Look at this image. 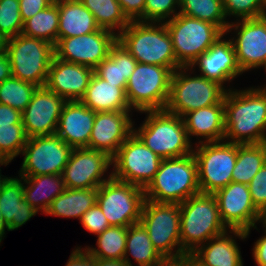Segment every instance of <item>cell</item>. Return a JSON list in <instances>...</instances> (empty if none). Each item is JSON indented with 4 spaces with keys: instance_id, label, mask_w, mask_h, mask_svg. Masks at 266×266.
<instances>
[{
    "instance_id": "cell-29",
    "label": "cell",
    "mask_w": 266,
    "mask_h": 266,
    "mask_svg": "<svg viewBox=\"0 0 266 266\" xmlns=\"http://www.w3.org/2000/svg\"><path fill=\"white\" fill-rule=\"evenodd\" d=\"M56 5L59 9L58 40L86 35L100 29L94 15L80 0L60 2Z\"/></svg>"
},
{
    "instance_id": "cell-32",
    "label": "cell",
    "mask_w": 266,
    "mask_h": 266,
    "mask_svg": "<svg viewBox=\"0 0 266 266\" xmlns=\"http://www.w3.org/2000/svg\"><path fill=\"white\" fill-rule=\"evenodd\" d=\"M98 187L69 189L58 195L50 204L47 215L78 218L97 202Z\"/></svg>"
},
{
    "instance_id": "cell-9",
    "label": "cell",
    "mask_w": 266,
    "mask_h": 266,
    "mask_svg": "<svg viewBox=\"0 0 266 266\" xmlns=\"http://www.w3.org/2000/svg\"><path fill=\"white\" fill-rule=\"evenodd\" d=\"M171 36L177 62L189 67L224 33L214 24L178 13L164 22Z\"/></svg>"
},
{
    "instance_id": "cell-34",
    "label": "cell",
    "mask_w": 266,
    "mask_h": 266,
    "mask_svg": "<svg viewBox=\"0 0 266 266\" xmlns=\"http://www.w3.org/2000/svg\"><path fill=\"white\" fill-rule=\"evenodd\" d=\"M94 15L97 25L119 35L130 20L123 13L118 0H80ZM115 31V32H114Z\"/></svg>"
},
{
    "instance_id": "cell-16",
    "label": "cell",
    "mask_w": 266,
    "mask_h": 266,
    "mask_svg": "<svg viewBox=\"0 0 266 266\" xmlns=\"http://www.w3.org/2000/svg\"><path fill=\"white\" fill-rule=\"evenodd\" d=\"M116 42V33L100 28L86 35L59 39L54 46L55 57L95 69Z\"/></svg>"
},
{
    "instance_id": "cell-36",
    "label": "cell",
    "mask_w": 266,
    "mask_h": 266,
    "mask_svg": "<svg viewBox=\"0 0 266 266\" xmlns=\"http://www.w3.org/2000/svg\"><path fill=\"white\" fill-rule=\"evenodd\" d=\"M216 25L224 34L228 25L222 0H179V12Z\"/></svg>"
},
{
    "instance_id": "cell-30",
    "label": "cell",
    "mask_w": 266,
    "mask_h": 266,
    "mask_svg": "<svg viewBox=\"0 0 266 266\" xmlns=\"http://www.w3.org/2000/svg\"><path fill=\"white\" fill-rule=\"evenodd\" d=\"M134 258L138 266H168L169 263L154 248L147 230L139 222L127 227L125 254L123 260L133 266L128 255Z\"/></svg>"
},
{
    "instance_id": "cell-33",
    "label": "cell",
    "mask_w": 266,
    "mask_h": 266,
    "mask_svg": "<svg viewBox=\"0 0 266 266\" xmlns=\"http://www.w3.org/2000/svg\"><path fill=\"white\" fill-rule=\"evenodd\" d=\"M266 163V142L260 144H237V160L232 172V181L249 184Z\"/></svg>"
},
{
    "instance_id": "cell-18",
    "label": "cell",
    "mask_w": 266,
    "mask_h": 266,
    "mask_svg": "<svg viewBox=\"0 0 266 266\" xmlns=\"http://www.w3.org/2000/svg\"><path fill=\"white\" fill-rule=\"evenodd\" d=\"M225 34L233 29L236 37L231 38L237 63L242 72L261 67L266 61V16L254 19H236Z\"/></svg>"
},
{
    "instance_id": "cell-37",
    "label": "cell",
    "mask_w": 266,
    "mask_h": 266,
    "mask_svg": "<svg viewBox=\"0 0 266 266\" xmlns=\"http://www.w3.org/2000/svg\"><path fill=\"white\" fill-rule=\"evenodd\" d=\"M127 237V227L109 226L97 235V247H86L85 250L95 258L123 259Z\"/></svg>"
},
{
    "instance_id": "cell-1",
    "label": "cell",
    "mask_w": 266,
    "mask_h": 266,
    "mask_svg": "<svg viewBox=\"0 0 266 266\" xmlns=\"http://www.w3.org/2000/svg\"><path fill=\"white\" fill-rule=\"evenodd\" d=\"M224 107V140L239 145L266 142V86L239 91L230 88Z\"/></svg>"
},
{
    "instance_id": "cell-41",
    "label": "cell",
    "mask_w": 266,
    "mask_h": 266,
    "mask_svg": "<svg viewBox=\"0 0 266 266\" xmlns=\"http://www.w3.org/2000/svg\"><path fill=\"white\" fill-rule=\"evenodd\" d=\"M226 18L254 19L266 16L262 0H222Z\"/></svg>"
},
{
    "instance_id": "cell-3",
    "label": "cell",
    "mask_w": 266,
    "mask_h": 266,
    "mask_svg": "<svg viewBox=\"0 0 266 266\" xmlns=\"http://www.w3.org/2000/svg\"><path fill=\"white\" fill-rule=\"evenodd\" d=\"M145 199L181 204L200 193L198 166L194 154L162 159L153 180L144 189Z\"/></svg>"
},
{
    "instance_id": "cell-19",
    "label": "cell",
    "mask_w": 266,
    "mask_h": 266,
    "mask_svg": "<svg viewBox=\"0 0 266 266\" xmlns=\"http://www.w3.org/2000/svg\"><path fill=\"white\" fill-rule=\"evenodd\" d=\"M66 101L45 86L38 87L22 112V124L29 138L56 133L59 117Z\"/></svg>"
},
{
    "instance_id": "cell-27",
    "label": "cell",
    "mask_w": 266,
    "mask_h": 266,
    "mask_svg": "<svg viewBox=\"0 0 266 266\" xmlns=\"http://www.w3.org/2000/svg\"><path fill=\"white\" fill-rule=\"evenodd\" d=\"M228 230L209 239L190 255L202 266H243L240 249Z\"/></svg>"
},
{
    "instance_id": "cell-44",
    "label": "cell",
    "mask_w": 266,
    "mask_h": 266,
    "mask_svg": "<svg viewBox=\"0 0 266 266\" xmlns=\"http://www.w3.org/2000/svg\"><path fill=\"white\" fill-rule=\"evenodd\" d=\"M83 227L90 233L95 235L101 234L110 225L107 218L102 212L100 206L95 203L90 209H88L79 220Z\"/></svg>"
},
{
    "instance_id": "cell-4",
    "label": "cell",
    "mask_w": 266,
    "mask_h": 266,
    "mask_svg": "<svg viewBox=\"0 0 266 266\" xmlns=\"http://www.w3.org/2000/svg\"><path fill=\"white\" fill-rule=\"evenodd\" d=\"M227 230L214 194L200 192L180 204L181 248L187 255Z\"/></svg>"
},
{
    "instance_id": "cell-51",
    "label": "cell",
    "mask_w": 266,
    "mask_h": 266,
    "mask_svg": "<svg viewBox=\"0 0 266 266\" xmlns=\"http://www.w3.org/2000/svg\"><path fill=\"white\" fill-rule=\"evenodd\" d=\"M168 266H202L191 255H185L179 258L177 261L169 263Z\"/></svg>"
},
{
    "instance_id": "cell-31",
    "label": "cell",
    "mask_w": 266,
    "mask_h": 266,
    "mask_svg": "<svg viewBox=\"0 0 266 266\" xmlns=\"http://www.w3.org/2000/svg\"><path fill=\"white\" fill-rule=\"evenodd\" d=\"M135 58L117 41L94 72L105 81L126 88L127 82L137 65Z\"/></svg>"
},
{
    "instance_id": "cell-10",
    "label": "cell",
    "mask_w": 266,
    "mask_h": 266,
    "mask_svg": "<svg viewBox=\"0 0 266 266\" xmlns=\"http://www.w3.org/2000/svg\"><path fill=\"white\" fill-rule=\"evenodd\" d=\"M172 73L168 67L138 62L126 86L131 110H164L169 99Z\"/></svg>"
},
{
    "instance_id": "cell-57",
    "label": "cell",
    "mask_w": 266,
    "mask_h": 266,
    "mask_svg": "<svg viewBox=\"0 0 266 266\" xmlns=\"http://www.w3.org/2000/svg\"><path fill=\"white\" fill-rule=\"evenodd\" d=\"M262 4H263L264 12L266 14V0H262Z\"/></svg>"
},
{
    "instance_id": "cell-14",
    "label": "cell",
    "mask_w": 266,
    "mask_h": 266,
    "mask_svg": "<svg viewBox=\"0 0 266 266\" xmlns=\"http://www.w3.org/2000/svg\"><path fill=\"white\" fill-rule=\"evenodd\" d=\"M218 202L219 214L224 225L233 236L247 238L252 228L261 220V213L256 209L249 186L230 182L226 187L214 193Z\"/></svg>"
},
{
    "instance_id": "cell-15",
    "label": "cell",
    "mask_w": 266,
    "mask_h": 266,
    "mask_svg": "<svg viewBox=\"0 0 266 266\" xmlns=\"http://www.w3.org/2000/svg\"><path fill=\"white\" fill-rule=\"evenodd\" d=\"M72 150L56 134L28 138L19 176L62 175Z\"/></svg>"
},
{
    "instance_id": "cell-2",
    "label": "cell",
    "mask_w": 266,
    "mask_h": 266,
    "mask_svg": "<svg viewBox=\"0 0 266 266\" xmlns=\"http://www.w3.org/2000/svg\"><path fill=\"white\" fill-rule=\"evenodd\" d=\"M117 41L139 63L168 67L173 72L182 67L176 60L165 23L131 21L117 35Z\"/></svg>"
},
{
    "instance_id": "cell-46",
    "label": "cell",
    "mask_w": 266,
    "mask_h": 266,
    "mask_svg": "<svg viewBox=\"0 0 266 266\" xmlns=\"http://www.w3.org/2000/svg\"><path fill=\"white\" fill-rule=\"evenodd\" d=\"M52 4L51 0H19L23 23Z\"/></svg>"
},
{
    "instance_id": "cell-42",
    "label": "cell",
    "mask_w": 266,
    "mask_h": 266,
    "mask_svg": "<svg viewBox=\"0 0 266 266\" xmlns=\"http://www.w3.org/2000/svg\"><path fill=\"white\" fill-rule=\"evenodd\" d=\"M175 7L179 8V0H145L144 22L171 20L178 14Z\"/></svg>"
},
{
    "instance_id": "cell-35",
    "label": "cell",
    "mask_w": 266,
    "mask_h": 266,
    "mask_svg": "<svg viewBox=\"0 0 266 266\" xmlns=\"http://www.w3.org/2000/svg\"><path fill=\"white\" fill-rule=\"evenodd\" d=\"M59 9L56 3L36 13L24 22L22 34L56 45L58 41Z\"/></svg>"
},
{
    "instance_id": "cell-12",
    "label": "cell",
    "mask_w": 266,
    "mask_h": 266,
    "mask_svg": "<svg viewBox=\"0 0 266 266\" xmlns=\"http://www.w3.org/2000/svg\"><path fill=\"white\" fill-rule=\"evenodd\" d=\"M145 201L144 189L111 177L98 187L97 204L110 226H123L140 222Z\"/></svg>"
},
{
    "instance_id": "cell-55",
    "label": "cell",
    "mask_w": 266,
    "mask_h": 266,
    "mask_svg": "<svg viewBox=\"0 0 266 266\" xmlns=\"http://www.w3.org/2000/svg\"><path fill=\"white\" fill-rule=\"evenodd\" d=\"M0 165H2V166L3 165H6L7 166L8 164H5V163L0 162ZM0 171H1V169H0ZM1 176L2 175H1V172H0V185H1L2 181L6 178V176H2V177Z\"/></svg>"
},
{
    "instance_id": "cell-53",
    "label": "cell",
    "mask_w": 266,
    "mask_h": 266,
    "mask_svg": "<svg viewBox=\"0 0 266 266\" xmlns=\"http://www.w3.org/2000/svg\"><path fill=\"white\" fill-rule=\"evenodd\" d=\"M5 229L8 230L7 225L4 223V219L2 218L1 211H0V243L4 238Z\"/></svg>"
},
{
    "instance_id": "cell-20",
    "label": "cell",
    "mask_w": 266,
    "mask_h": 266,
    "mask_svg": "<svg viewBox=\"0 0 266 266\" xmlns=\"http://www.w3.org/2000/svg\"><path fill=\"white\" fill-rule=\"evenodd\" d=\"M131 111L95 112L89 146L87 148L102 151L113 158L119 147L133 133L134 122Z\"/></svg>"
},
{
    "instance_id": "cell-17",
    "label": "cell",
    "mask_w": 266,
    "mask_h": 266,
    "mask_svg": "<svg viewBox=\"0 0 266 266\" xmlns=\"http://www.w3.org/2000/svg\"><path fill=\"white\" fill-rule=\"evenodd\" d=\"M110 165L112 166V158L102 151L87 147L73 148L62 173L66 188L99 187L112 177V173H109L107 179L103 178Z\"/></svg>"
},
{
    "instance_id": "cell-43",
    "label": "cell",
    "mask_w": 266,
    "mask_h": 266,
    "mask_svg": "<svg viewBox=\"0 0 266 266\" xmlns=\"http://www.w3.org/2000/svg\"><path fill=\"white\" fill-rule=\"evenodd\" d=\"M253 204L262 214L266 210V163L248 184Z\"/></svg>"
},
{
    "instance_id": "cell-21",
    "label": "cell",
    "mask_w": 266,
    "mask_h": 266,
    "mask_svg": "<svg viewBox=\"0 0 266 266\" xmlns=\"http://www.w3.org/2000/svg\"><path fill=\"white\" fill-rule=\"evenodd\" d=\"M93 74L94 69L90 67L65 62L54 56L45 87L65 101H80Z\"/></svg>"
},
{
    "instance_id": "cell-24",
    "label": "cell",
    "mask_w": 266,
    "mask_h": 266,
    "mask_svg": "<svg viewBox=\"0 0 266 266\" xmlns=\"http://www.w3.org/2000/svg\"><path fill=\"white\" fill-rule=\"evenodd\" d=\"M0 211L8 231L16 230L38 212L24 199L22 178L6 177L0 185Z\"/></svg>"
},
{
    "instance_id": "cell-11",
    "label": "cell",
    "mask_w": 266,
    "mask_h": 266,
    "mask_svg": "<svg viewBox=\"0 0 266 266\" xmlns=\"http://www.w3.org/2000/svg\"><path fill=\"white\" fill-rule=\"evenodd\" d=\"M195 147L193 154L197 161L201 193L214 194L232 182L237 144L227 141L200 142Z\"/></svg>"
},
{
    "instance_id": "cell-26",
    "label": "cell",
    "mask_w": 266,
    "mask_h": 266,
    "mask_svg": "<svg viewBox=\"0 0 266 266\" xmlns=\"http://www.w3.org/2000/svg\"><path fill=\"white\" fill-rule=\"evenodd\" d=\"M80 101L94 112L131 111L126 97V88H120L117 84L105 81L95 72Z\"/></svg>"
},
{
    "instance_id": "cell-54",
    "label": "cell",
    "mask_w": 266,
    "mask_h": 266,
    "mask_svg": "<svg viewBox=\"0 0 266 266\" xmlns=\"http://www.w3.org/2000/svg\"><path fill=\"white\" fill-rule=\"evenodd\" d=\"M260 222H262L263 227H265V230H266V210L261 214Z\"/></svg>"
},
{
    "instance_id": "cell-39",
    "label": "cell",
    "mask_w": 266,
    "mask_h": 266,
    "mask_svg": "<svg viewBox=\"0 0 266 266\" xmlns=\"http://www.w3.org/2000/svg\"><path fill=\"white\" fill-rule=\"evenodd\" d=\"M28 138L23 124L0 126V162L9 164L21 154Z\"/></svg>"
},
{
    "instance_id": "cell-59",
    "label": "cell",
    "mask_w": 266,
    "mask_h": 266,
    "mask_svg": "<svg viewBox=\"0 0 266 266\" xmlns=\"http://www.w3.org/2000/svg\"><path fill=\"white\" fill-rule=\"evenodd\" d=\"M261 67H264L266 70V61L264 62V64Z\"/></svg>"
},
{
    "instance_id": "cell-7",
    "label": "cell",
    "mask_w": 266,
    "mask_h": 266,
    "mask_svg": "<svg viewBox=\"0 0 266 266\" xmlns=\"http://www.w3.org/2000/svg\"><path fill=\"white\" fill-rule=\"evenodd\" d=\"M3 48L9 57L13 77L38 87L45 86L55 56L54 45L21 33L5 40Z\"/></svg>"
},
{
    "instance_id": "cell-50",
    "label": "cell",
    "mask_w": 266,
    "mask_h": 266,
    "mask_svg": "<svg viewBox=\"0 0 266 266\" xmlns=\"http://www.w3.org/2000/svg\"><path fill=\"white\" fill-rule=\"evenodd\" d=\"M12 76L11 64L4 48L0 50V83Z\"/></svg>"
},
{
    "instance_id": "cell-8",
    "label": "cell",
    "mask_w": 266,
    "mask_h": 266,
    "mask_svg": "<svg viewBox=\"0 0 266 266\" xmlns=\"http://www.w3.org/2000/svg\"><path fill=\"white\" fill-rule=\"evenodd\" d=\"M140 223L147 230L154 248L168 263L187 255L181 248L180 204L145 199Z\"/></svg>"
},
{
    "instance_id": "cell-22",
    "label": "cell",
    "mask_w": 266,
    "mask_h": 266,
    "mask_svg": "<svg viewBox=\"0 0 266 266\" xmlns=\"http://www.w3.org/2000/svg\"><path fill=\"white\" fill-rule=\"evenodd\" d=\"M222 38L223 36L189 66L191 71L197 65L201 76L221 85L243 73L237 63L232 41Z\"/></svg>"
},
{
    "instance_id": "cell-28",
    "label": "cell",
    "mask_w": 266,
    "mask_h": 266,
    "mask_svg": "<svg viewBox=\"0 0 266 266\" xmlns=\"http://www.w3.org/2000/svg\"><path fill=\"white\" fill-rule=\"evenodd\" d=\"M19 177L24 182V199L37 212L41 210V212L46 213L51 202L66 190L65 181L60 174Z\"/></svg>"
},
{
    "instance_id": "cell-45",
    "label": "cell",
    "mask_w": 266,
    "mask_h": 266,
    "mask_svg": "<svg viewBox=\"0 0 266 266\" xmlns=\"http://www.w3.org/2000/svg\"><path fill=\"white\" fill-rule=\"evenodd\" d=\"M118 2L130 21L144 22L145 0H118Z\"/></svg>"
},
{
    "instance_id": "cell-5",
    "label": "cell",
    "mask_w": 266,
    "mask_h": 266,
    "mask_svg": "<svg viewBox=\"0 0 266 266\" xmlns=\"http://www.w3.org/2000/svg\"><path fill=\"white\" fill-rule=\"evenodd\" d=\"M146 120L133 132L162 159L193 153L183 117L164 110L144 111Z\"/></svg>"
},
{
    "instance_id": "cell-6",
    "label": "cell",
    "mask_w": 266,
    "mask_h": 266,
    "mask_svg": "<svg viewBox=\"0 0 266 266\" xmlns=\"http://www.w3.org/2000/svg\"><path fill=\"white\" fill-rule=\"evenodd\" d=\"M189 67H180L172 73L170 94L165 110L183 117L203 107L224 104L227 88L216 81L188 74Z\"/></svg>"
},
{
    "instance_id": "cell-49",
    "label": "cell",
    "mask_w": 266,
    "mask_h": 266,
    "mask_svg": "<svg viewBox=\"0 0 266 266\" xmlns=\"http://www.w3.org/2000/svg\"><path fill=\"white\" fill-rule=\"evenodd\" d=\"M265 235L259 238L253 246V257L258 266H266V230Z\"/></svg>"
},
{
    "instance_id": "cell-56",
    "label": "cell",
    "mask_w": 266,
    "mask_h": 266,
    "mask_svg": "<svg viewBox=\"0 0 266 266\" xmlns=\"http://www.w3.org/2000/svg\"><path fill=\"white\" fill-rule=\"evenodd\" d=\"M67 1H73V0H51L52 3H60V2H67Z\"/></svg>"
},
{
    "instance_id": "cell-47",
    "label": "cell",
    "mask_w": 266,
    "mask_h": 266,
    "mask_svg": "<svg viewBox=\"0 0 266 266\" xmlns=\"http://www.w3.org/2000/svg\"><path fill=\"white\" fill-rule=\"evenodd\" d=\"M66 266H96V258L90 255L85 248L77 247L72 251Z\"/></svg>"
},
{
    "instance_id": "cell-23",
    "label": "cell",
    "mask_w": 266,
    "mask_h": 266,
    "mask_svg": "<svg viewBox=\"0 0 266 266\" xmlns=\"http://www.w3.org/2000/svg\"><path fill=\"white\" fill-rule=\"evenodd\" d=\"M94 120L95 112L81 101H66L55 134L72 148L88 147Z\"/></svg>"
},
{
    "instance_id": "cell-48",
    "label": "cell",
    "mask_w": 266,
    "mask_h": 266,
    "mask_svg": "<svg viewBox=\"0 0 266 266\" xmlns=\"http://www.w3.org/2000/svg\"><path fill=\"white\" fill-rule=\"evenodd\" d=\"M11 124H22V112L0 103V126H10Z\"/></svg>"
},
{
    "instance_id": "cell-25",
    "label": "cell",
    "mask_w": 266,
    "mask_h": 266,
    "mask_svg": "<svg viewBox=\"0 0 266 266\" xmlns=\"http://www.w3.org/2000/svg\"><path fill=\"white\" fill-rule=\"evenodd\" d=\"M189 139L200 136V142H219L225 138L224 104L207 106L186 113L183 116Z\"/></svg>"
},
{
    "instance_id": "cell-40",
    "label": "cell",
    "mask_w": 266,
    "mask_h": 266,
    "mask_svg": "<svg viewBox=\"0 0 266 266\" xmlns=\"http://www.w3.org/2000/svg\"><path fill=\"white\" fill-rule=\"evenodd\" d=\"M19 0H0V39L4 42L22 33Z\"/></svg>"
},
{
    "instance_id": "cell-52",
    "label": "cell",
    "mask_w": 266,
    "mask_h": 266,
    "mask_svg": "<svg viewBox=\"0 0 266 266\" xmlns=\"http://www.w3.org/2000/svg\"><path fill=\"white\" fill-rule=\"evenodd\" d=\"M96 266H129L123 259L96 258Z\"/></svg>"
},
{
    "instance_id": "cell-13",
    "label": "cell",
    "mask_w": 266,
    "mask_h": 266,
    "mask_svg": "<svg viewBox=\"0 0 266 266\" xmlns=\"http://www.w3.org/2000/svg\"><path fill=\"white\" fill-rule=\"evenodd\" d=\"M162 161L133 132L112 158L114 179L145 189L153 180Z\"/></svg>"
},
{
    "instance_id": "cell-58",
    "label": "cell",
    "mask_w": 266,
    "mask_h": 266,
    "mask_svg": "<svg viewBox=\"0 0 266 266\" xmlns=\"http://www.w3.org/2000/svg\"><path fill=\"white\" fill-rule=\"evenodd\" d=\"M3 48V41L0 39V50Z\"/></svg>"
},
{
    "instance_id": "cell-38",
    "label": "cell",
    "mask_w": 266,
    "mask_h": 266,
    "mask_svg": "<svg viewBox=\"0 0 266 266\" xmlns=\"http://www.w3.org/2000/svg\"><path fill=\"white\" fill-rule=\"evenodd\" d=\"M38 86L11 76L0 83V103L23 112Z\"/></svg>"
}]
</instances>
